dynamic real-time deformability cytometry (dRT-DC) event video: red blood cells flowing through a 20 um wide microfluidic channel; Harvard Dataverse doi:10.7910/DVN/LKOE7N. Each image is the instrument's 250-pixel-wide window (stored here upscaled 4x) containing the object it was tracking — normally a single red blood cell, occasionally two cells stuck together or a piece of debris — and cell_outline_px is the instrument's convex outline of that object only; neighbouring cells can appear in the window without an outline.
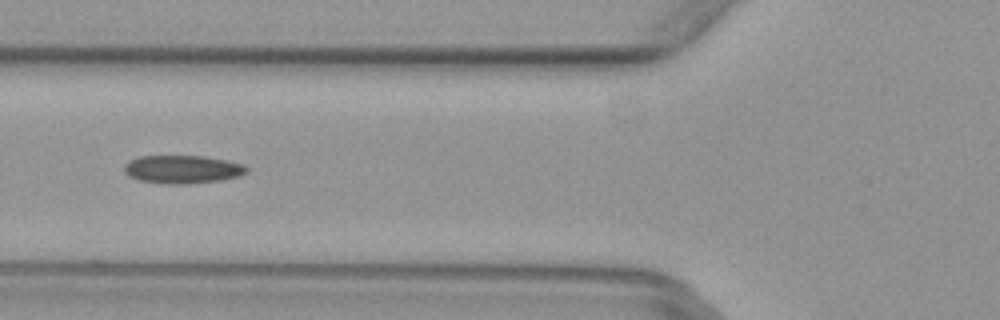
{"species": "common noctule bat (a hibernating species)", "species_latin": "Nyctalus noctula", "temperature_condition": "warm", "stored_images_in_passage": 5, "camera_frame_rate_fps": 3000, "um_per_image_px": 0.085, "animal": {"sex": "female", "body_mass_g": 29.2, "forearm_length_mm": 56.3}, "frame": {"image": 1, "passage_image": 5, "time_ms": 1.333, "image_size_px": [1000, 320], "cell_outline_px": [[248, 172], [240, 176], [220, 180], [188, 184], [160, 184], [140, 180], [128, 176], [124, 172], [124, 164], [140, 156], [204, 156], [228, 160], [244, 164], [248, 168]], "centroid_in_image_um": [15.53, 14.4], "position_along_channel_um": 110.3, "area_um2": 20.29}}